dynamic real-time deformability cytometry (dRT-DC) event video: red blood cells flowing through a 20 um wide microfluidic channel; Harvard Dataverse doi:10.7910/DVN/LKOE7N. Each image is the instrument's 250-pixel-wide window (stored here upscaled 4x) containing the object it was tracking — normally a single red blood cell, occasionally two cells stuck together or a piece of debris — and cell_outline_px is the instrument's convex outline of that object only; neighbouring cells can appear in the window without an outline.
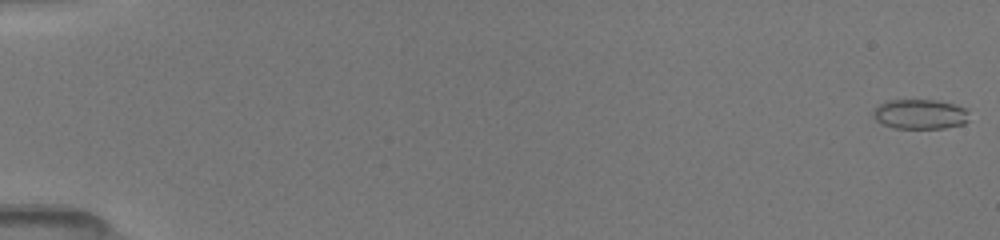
{"species": "common noctule bat (a hibernating species)", "species_latin": "Nyctalus noctula", "temperature_condition": "room temperature", "stored_images_in_passage": 51, "camera_frame_rate_fps": 3000, "um_per_image_px": 0.085, "animal": {"sex": "female", "body_mass_g": 19.5, "forearm_length_mm": 54.1}, "frame": {"image": 1, "passage_image": 1, "time_ms": 0.0, "image_size_px": [1000, 240], "cell_outline_px": [[968, 120], [964, 124], [944, 128], [892, 128], [876, 120], [872, 116], [872, 108], [888, 100], [936, 100], [968, 108]], "centroid_in_image_um": [78.19, 9.7], "position_along_channel_um": 6.8, "area_um2": 16.82}}
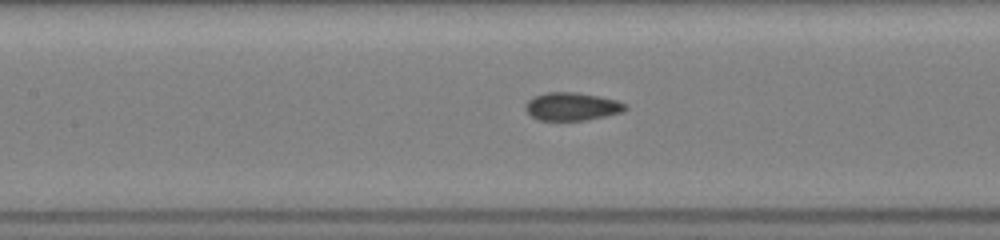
{"frame": {"image": 2, "passage_image": 25, "time_ms": 8.0, "image_size_px": [1000, 240], "cell_outline_px": [[628, 108], [624, 112], [584, 120], [540, 120], [532, 116], [524, 108], [524, 104], [532, 96], [548, 92], [576, 92], [600, 96], [616, 100], [628, 104]], "centroid_in_image_um": [48.63, 9.04], "position_along_channel_um": 158.8, "area_um2": 16.42}}
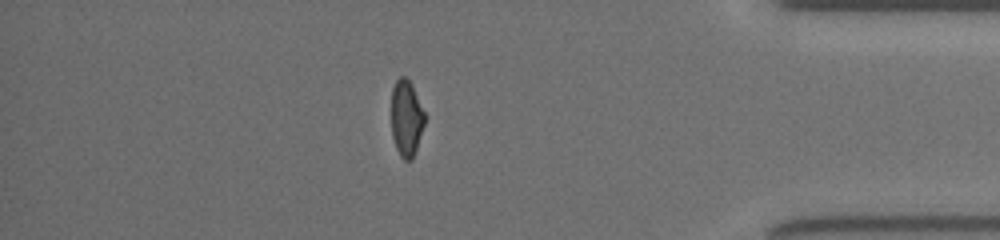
{"frame": {"image": 3, "passage_image": 45, "time_ms": 14.667, "image_size_px": [1000, 240], "cell_outline_px": [[424, 124], [412, 160], [404, 160], [400, 156], [396, 148], [392, 136], [392, 88], [396, 80], [400, 76], [404, 76], [412, 84], [424, 112]], "centroid_in_image_um": [34.53, 10.04], "position_along_channel_um": 400.7, "area_um2": 14.62}, "authors_computed_cell_mechanics": {"area_um2": 16.2418, "velocity_mm_per_s": 4.0767, "shape_relaxation_time_tau1_ms": 9.259, "shape_relaxation_time_tau2_ms": 1.1876, "deformation_change_tau1": 0.204, "deformation_change_tau2": 0.0571}}